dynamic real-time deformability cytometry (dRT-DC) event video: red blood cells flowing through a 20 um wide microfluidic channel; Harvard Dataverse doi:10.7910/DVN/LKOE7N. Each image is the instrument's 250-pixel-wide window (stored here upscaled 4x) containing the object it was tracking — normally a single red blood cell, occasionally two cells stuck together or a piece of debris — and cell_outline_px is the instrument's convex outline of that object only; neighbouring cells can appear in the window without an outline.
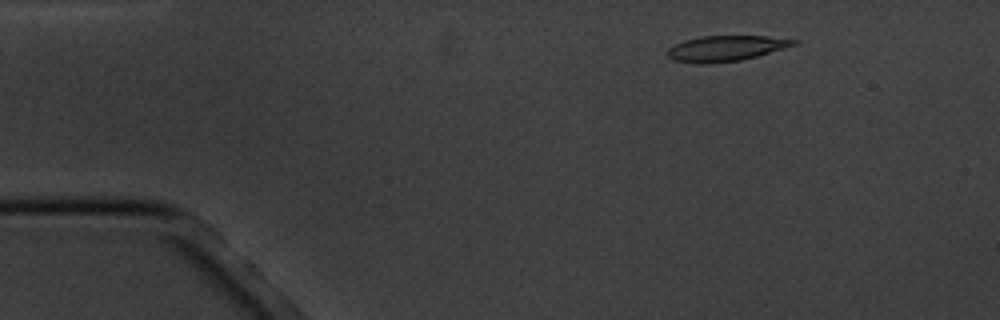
{"species": "common noctule bat (a hibernating species)", "species_latin": "Nyctalus noctula", "temperature_condition": "cold", "stored_images_in_passage": 6, "camera_frame_rate_fps": 3000, "um_per_image_px": 0.085, "animal": {"sex": "male", "body_mass_g": 20.1, "forearm_length_mm": 53.5}, "frame": {"image": 1, "passage_image": 2, "time_ms": 1.333, "image_size_px": [1000, 320], "cell_outline_px": [[796, 44], [784, 48], [756, 56], [740, 60], [708, 64], [704, 64], [672, 60], [664, 52], [668, 48], [684, 40], [700, 36], [768, 36], [796, 40]], "centroid_in_image_um": [61.63, 4.11], "position_along_channel_um": 23.4, "area_um2": 18.67}}
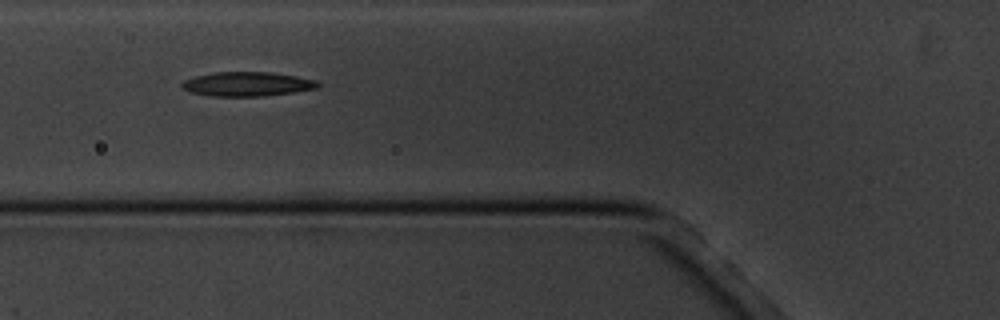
{"frame": {"image": 2, "passage_image": 5, "time_ms": 5.667, "image_size_px": [1000, 320], "cell_outline_px": [[320, 88], [264, 96], [212, 96], [192, 92], [180, 88], [180, 84], [184, 80], [196, 76], [216, 72], [268, 72], [296, 76], [316, 80], [320, 84]], "centroid_in_image_um": [21.01, 7.14], "position_along_channel_um": 104.8, "area_um2": 19.19}}
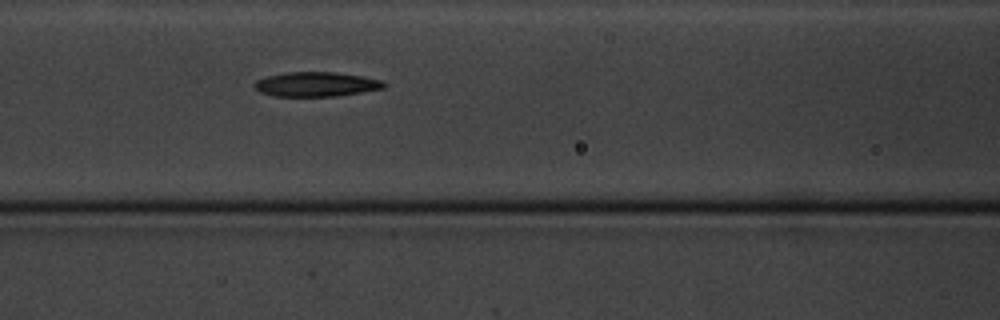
{"frame": {"image": 3, "passage_image": 6, "time_ms": 6.667, "image_size_px": [1000, 320], "cell_outline_px": [[388, 84], [384, 88], [336, 96], [272, 96], [260, 92], [252, 84], [256, 80], [264, 76], [284, 72], [336, 72], [364, 76], [384, 80]], "centroid_in_image_um": [26.87, 7.15], "position_along_channel_um": 139.7, "area_um2": 18.79}}